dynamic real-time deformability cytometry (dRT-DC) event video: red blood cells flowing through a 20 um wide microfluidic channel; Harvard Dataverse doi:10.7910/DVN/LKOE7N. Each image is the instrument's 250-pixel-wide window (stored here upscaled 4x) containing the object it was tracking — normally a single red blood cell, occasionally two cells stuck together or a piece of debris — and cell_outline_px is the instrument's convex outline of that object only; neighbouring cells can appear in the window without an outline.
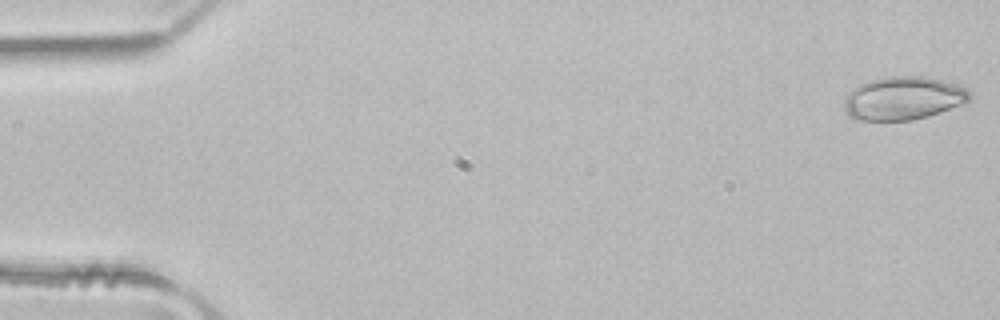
{"species": "common noctule bat (a hibernating species)", "species_latin": "Nyctalus noctula", "temperature_condition": "room temperature", "stored_images_in_passage": 46, "camera_frame_rate_fps": 3000, "um_per_image_px": 0.085, "animal": {"sex": "male", "body_mass_g": 21.5, "forearm_length_mm": 52.0}, "frame": {"image": 1, "passage_image": 1, "time_ms": 0.0, "image_size_px": [1000, 320], "cell_outline_px": [[972, 96], [964, 104], [928, 116], [912, 120], [852, 120], [844, 112], [844, 100], [848, 92], [852, 88], [860, 84], [872, 80], [888, 76], [920, 76], [940, 80], [968, 88], [972, 92]], "centroid_in_image_um": [76.76, 8.36], "position_along_channel_um": 8.2, "area_um2": 31.85}}
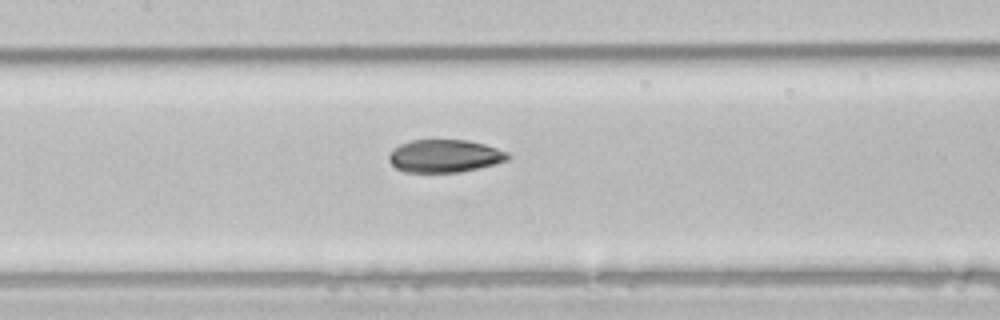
{"frame": {"image": 2, "passage_image": 23, "time_ms": 7.333, "image_size_px": [1000, 320], "cell_outline_px": [[512, 156], [508, 160], [496, 164], [480, 168], [460, 172], [404, 172], [396, 168], [388, 160], [388, 156], [400, 144], [412, 140], [468, 140], [484, 144], [508, 152]], "centroid_in_image_um": [37.84, 13.27], "position_along_channel_um": 169.6, "area_um2": 22.77}}
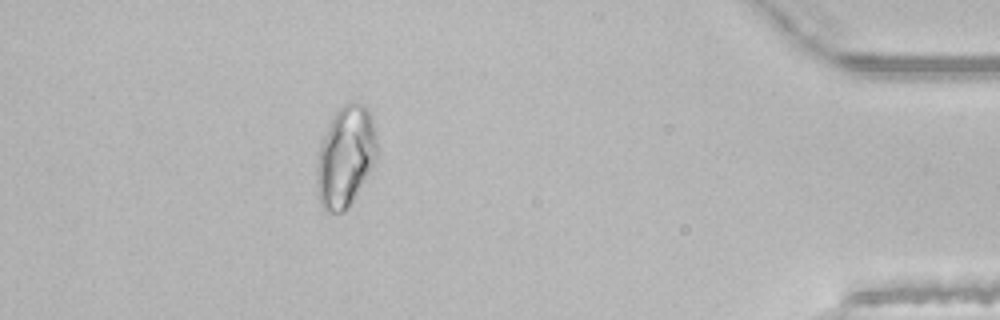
{"frame": {"image": 3, "passage_image": 44, "time_ms": 14.333, "image_size_px": [1000, 320], "cell_outline_px": [[376, 160], [372, 168], [348, 208], [344, 212], [328, 212], [324, 208], [320, 200], [316, 180], [316, 152], [332, 116], [344, 104], [364, 104], [368, 108], [372, 116], [376, 136]], "centroid_in_image_um": [29.35, 13.3], "position_along_channel_um": 405.8, "area_um2": 35.37}}